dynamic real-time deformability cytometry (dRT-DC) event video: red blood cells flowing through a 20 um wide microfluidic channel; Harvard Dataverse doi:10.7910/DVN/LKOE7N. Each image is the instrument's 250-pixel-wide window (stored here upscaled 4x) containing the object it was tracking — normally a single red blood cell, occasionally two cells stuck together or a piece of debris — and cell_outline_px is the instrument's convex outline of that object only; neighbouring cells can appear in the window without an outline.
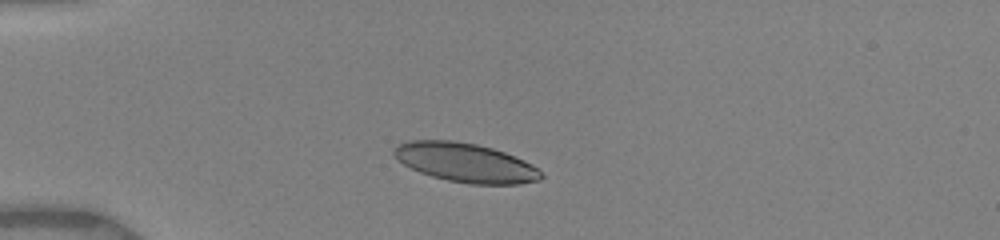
{"species": "human", "species_latin": "Homo sapiens", "temperature_condition": "warm", "stored_images_in_passage": 4, "camera_frame_rate_fps": 3000, "um_per_image_px": 0.085, "donor": {"sex": "female"}, "frame": {"image": 1, "passage_image": 1, "time_ms": 0.0, "image_size_px": [1000, 240], "cell_outline_px": [[544, 176], [540, 180], [520, 184], [468, 184], [448, 180], [432, 176], [420, 172], [404, 164], [392, 152], [400, 144], [408, 140], [452, 140], [476, 144], [492, 148], [504, 152], [524, 160], [532, 164]], "centroid_in_image_um": [39.6, 13.82], "position_along_channel_um": 45.4, "area_um2": 33.23}}
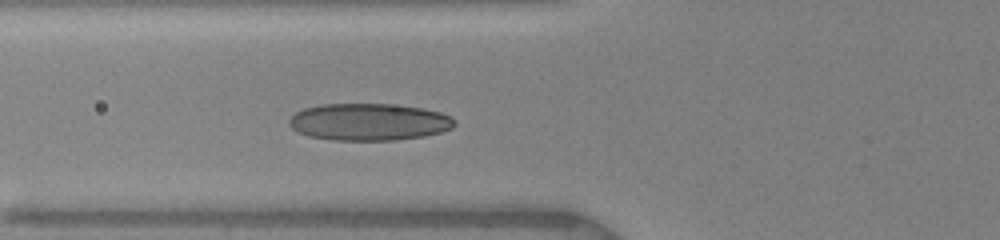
{"frame": {"image": 2, "passage_image": 4, "time_ms": 2.0, "image_size_px": [1000, 240], "cell_outline_px": [[456, 124], [452, 128], [440, 132], [424, 136], [396, 140], [332, 140], [308, 136], [292, 128], [288, 124], [288, 120], [296, 112], [304, 108], [324, 104], [388, 104], [424, 108], [440, 112], [452, 116], [456, 120]], "centroid_in_image_um": [31.39, 10.36], "position_along_channel_um": 94.4, "area_um2": 35.84}}